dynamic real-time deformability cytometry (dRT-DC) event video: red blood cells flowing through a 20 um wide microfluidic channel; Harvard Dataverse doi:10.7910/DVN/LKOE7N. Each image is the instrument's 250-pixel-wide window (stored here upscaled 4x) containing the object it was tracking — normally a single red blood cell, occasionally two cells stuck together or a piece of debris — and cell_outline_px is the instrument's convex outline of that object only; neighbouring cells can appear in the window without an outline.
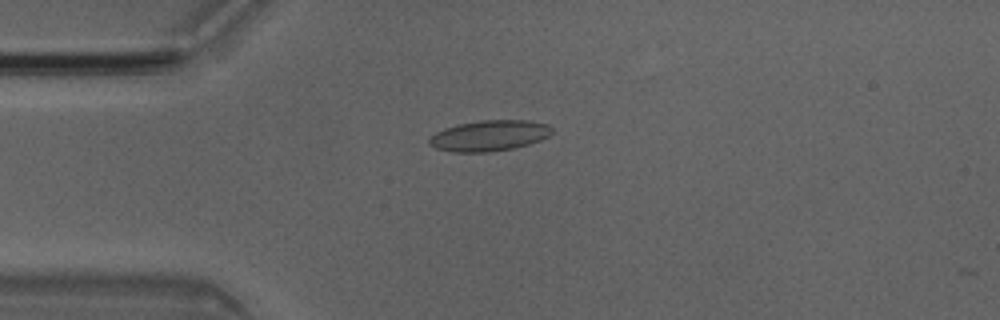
{"species": "Egyptian fruit bat (a non-hibernating species)", "species_latin": "Rousettus aegyptiacus", "temperature_condition": "room temperature", "stored_images_in_passage": 5, "camera_frame_rate_fps": 3000, "um_per_image_px": 0.085, "animal": {"sex": "male"}, "frame": {"image": 1, "passage_image": 4, "time_ms": 1.0, "image_size_px": [1000, 320], "cell_outline_px": [[552, 132], [548, 136], [540, 140], [528, 144], [512, 148], [488, 152], [452, 152], [436, 148], [428, 144], [428, 136], [444, 128], [460, 124], [480, 120], [528, 120], [548, 124], [552, 128]], "centroid_in_image_um": [41.56, 11.53], "position_along_channel_um": 43.4, "area_um2": 22.02}}